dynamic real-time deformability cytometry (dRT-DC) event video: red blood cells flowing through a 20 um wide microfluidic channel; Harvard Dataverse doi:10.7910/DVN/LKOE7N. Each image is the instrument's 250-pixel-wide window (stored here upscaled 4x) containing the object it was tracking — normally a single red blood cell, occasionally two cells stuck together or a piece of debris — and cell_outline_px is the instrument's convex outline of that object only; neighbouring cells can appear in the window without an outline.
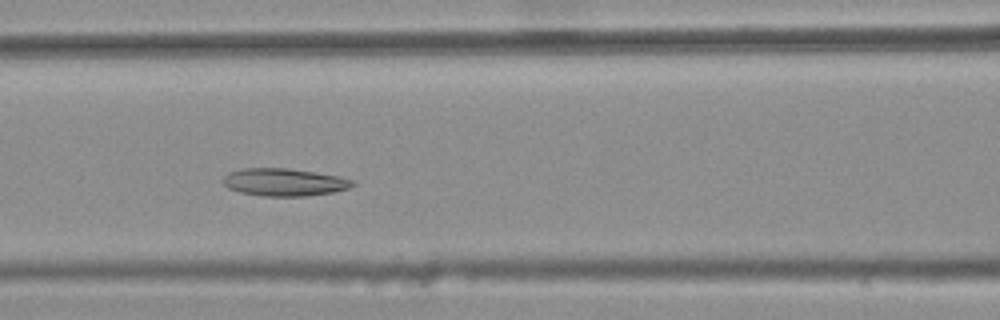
{"species": "common noctule bat (a hibernating species)", "species_latin": "Nyctalus noctula", "temperature_condition": "warm", "stored_images_in_passage": 43, "camera_frame_rate_fps": 3000, "um_per_image_px": 0.085, "animal": {"sex": "female", "body_mass_g": 25.1}, "frame": {"image": 1, "passage_image": 21, "time_ms": 6.667, "image_size_px": [1000, 320], "cell_outline_px": [[356, 184], [348, 188], [332, 192], [304, 196], [264, 196], [240, 192], [228, 188], [224, 184], [224, 176], [228, 172], [244, 168], [288, 168], [316, 172], [340, 176], [356, 180]], "centroid_in_image_um": [24.19, 15.47], "position_along_channel_um": 142.4, "area_um2": 20.87}}
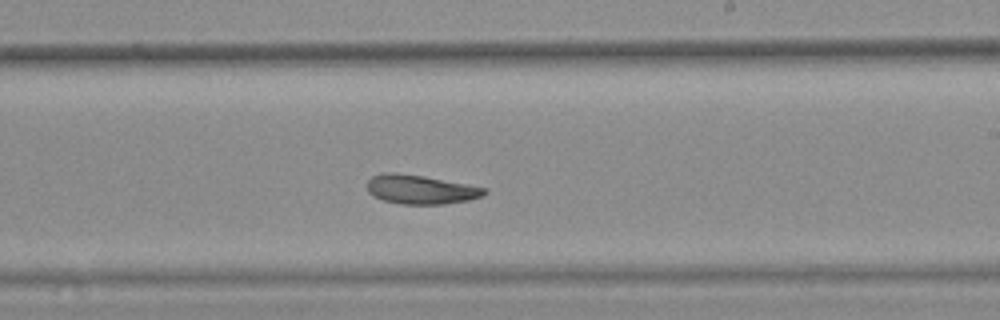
{"frame": {"image": 2, "passage_image": 30, "time_ms": 9.667, "image_size_px": [1000, 320], "cell_outline_px": [[488, 192], [484, 196], [468, 200], [444, 204], [400, 204], [384, 200], [372, 196], [368, 192], [368, 180], [372, 176], [384, 172], [396, 172], [424, 176], [488, 188]], "centroid_in_image_um": [35.77, 16.1], "position_along_channel_um": 253.2, "area_um2": 20.0}}
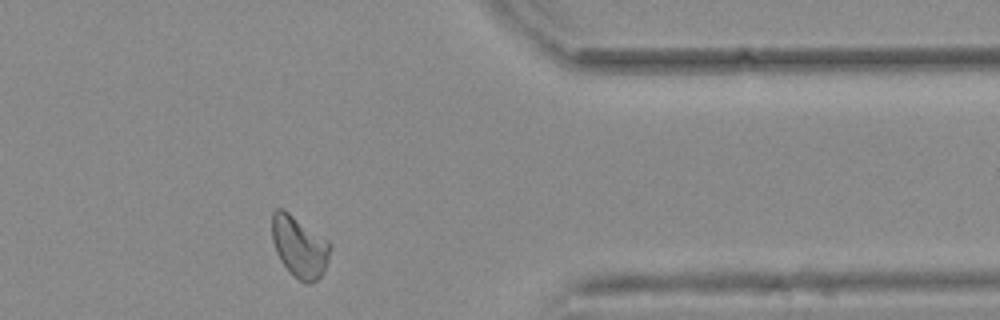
{"frame": {"image": 3, "passage_image": 42, "time_ms": 13.667, "image_size_px": [1000, 320], "cell_outline_px": [[332, 248], [324, 272], [316, 280], [308, 284], [304, 284], [292, 276], [280, 260], [276, 252], [272, 240], [272, 212], [276, 208], [284, 208], [328, 240], [332, 244]], "centroid_in_image_um": [25.45, 20.97], "position_along_channel_um": 385.9, "area_um2": 21.21}, "authors_computed_cell_mechanics": {"area_um2": 20.9236, "velocity_mm_per_s": 3.7073, "shape_relaxation_time_tau1_ms": null, "shape_relaxation_time_tau2_ms": 9.3196, "deformation_change_tau1": null, "deformation_change_tau2": 0.1579}}